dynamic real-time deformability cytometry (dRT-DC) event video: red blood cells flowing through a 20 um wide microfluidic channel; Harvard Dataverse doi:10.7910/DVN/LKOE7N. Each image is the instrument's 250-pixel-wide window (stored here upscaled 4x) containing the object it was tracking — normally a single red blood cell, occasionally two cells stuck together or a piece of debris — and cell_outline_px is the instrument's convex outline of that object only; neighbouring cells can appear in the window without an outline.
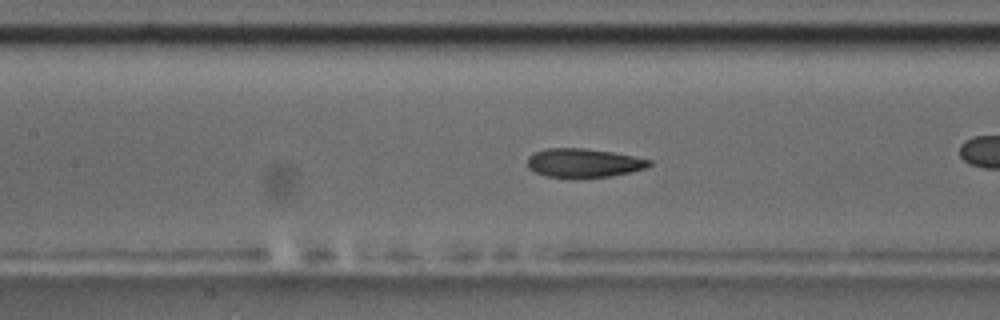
{"species": "common noctule bat (a hibernating species)", "species_latin": "Nyctalus noctula", "temperature_condition": "room temperature", "stored_images_in_passage": 55, "camera_frame_rate_fps": 3000, "um_per_image_px": 0.085, "animal": {"sex": "male", "body_mass_g": 17.5, "forearm_length_mm": 52.3}, "frame": {"image": 1, "passage_image": 24, "time_ms": 7.667, "image_size_px": [1000, 320], "cell_outline_px": [[652, 164], [648, 168], [632, 172], [612, 176], [548, 176], [536, 172], [528, 168], [528, 156], [532, 152], [548, 148], [584, 148], [612, 152], [652, 160]], "centroid_in_image_um": [49.64, 13.82], "position_along_channel_um": 157.8, "area_um2": 20.17}, "authors_computed_cell_mechanics": {"area_um2": 21.0392, "velocity_mm_per_s": 3.6724, "shape_relaxation_time_tau1_ms": 4.869, "shape_relaxation_time_tau2_ms": 2.2517, "deformation_change_tau1": 0.1681, "deformation_change_tau2": 0.0768}}